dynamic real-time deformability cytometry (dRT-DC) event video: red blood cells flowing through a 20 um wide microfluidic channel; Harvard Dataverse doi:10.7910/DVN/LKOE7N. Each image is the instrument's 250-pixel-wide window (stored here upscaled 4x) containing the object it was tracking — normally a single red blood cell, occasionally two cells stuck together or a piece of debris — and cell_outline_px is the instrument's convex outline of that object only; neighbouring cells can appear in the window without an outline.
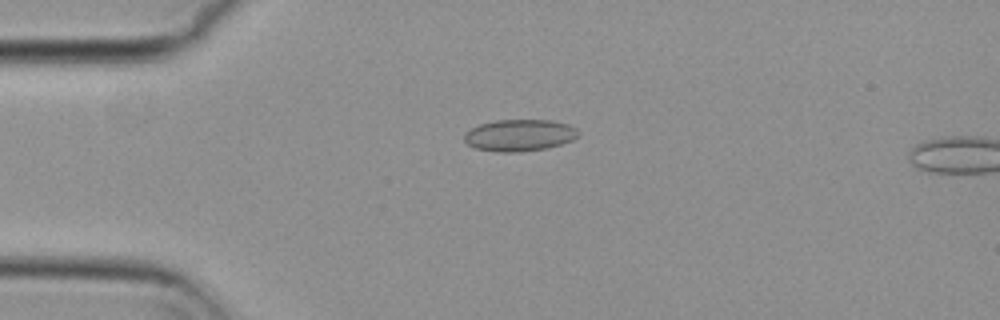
{"species": "common noctule bat (a hibernating species)", "species_latin": "Nyctalus noctula", "temperature_condition": "cold", "stored_images_in_passage": 6, "camera_frame_rate_fps": 3000, "um_per_image_px": 0.085, "animal": {"sex": "female", "body_mass_g": 29.2, "forearm_length_mm": 56.3}, "frame": {"image": 1, "passage_image": 3, "time_ms": 0.667, "image_size_px": [1000, 320], "cell_outline_px": [[580, 132], [572, 140], [560, 144], [544, 148], [520, 152], [500, 152], [476, 148], [468, 144], [464, 140], [464, 132], [480, 124], [496, 120], [552, 120], [568, 124], [576, 128]], "centroid_in_image_um": [44.15, 11.49], "position_along_channel_um": 40.9, "area_um2": 20.98}}